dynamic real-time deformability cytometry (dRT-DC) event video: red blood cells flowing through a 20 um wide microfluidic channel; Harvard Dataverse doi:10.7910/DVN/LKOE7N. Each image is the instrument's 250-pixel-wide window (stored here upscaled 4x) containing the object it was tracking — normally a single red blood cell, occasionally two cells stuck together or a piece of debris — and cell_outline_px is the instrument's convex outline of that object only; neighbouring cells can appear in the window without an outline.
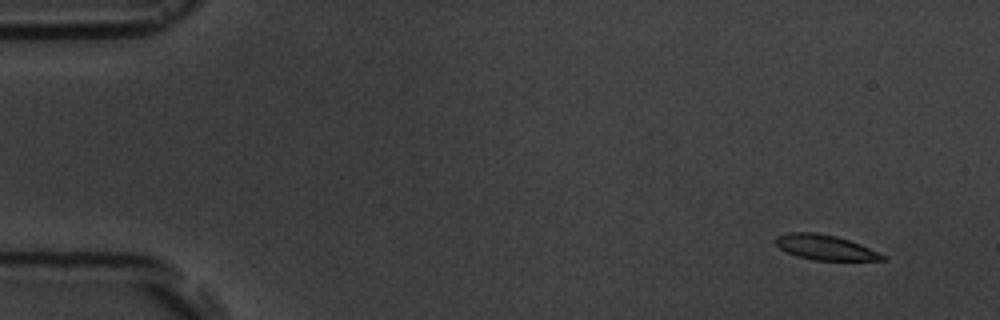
{"species": "common noctule bat (a hibernating species)", "species_latin": "Nyctalus noctula", "temperature_condition": "room temperature", "stored_images_in_passage": 17, "camera_frame_rate_fps": 3000, "um_per_image_px": 0.085, "animal": {"sex": "male", "body_mass_g": 19.5, "forearm_length_mm": 54.6}, "frame": {"image": 1, "passage_image": 2, "time_ms": 1.0, "image_size_px": [1000, 320], "cell_outline_px": [[888, 260], [812, 260], [796, 256], [780, 248], [776, 244], [776, 236], [788, 232], [816, 232], [836, 236], [860, 244], [888, 256]], "centroid_in_image_um": [70.16, 21.03], "position_along_channel_um": 14.8, "area_um2": 15.61}}
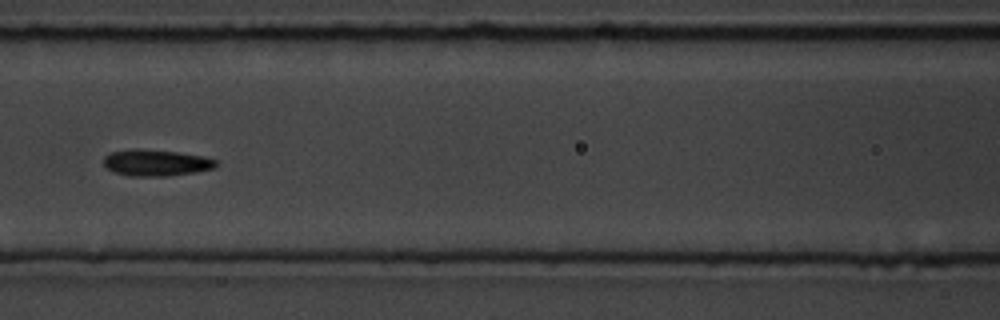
{"frame": {"image": 2, "passage_image": 8, "time_ms": 8.0, "image_size_px": [1000, 320], "cell_outline_px": [[216, 164], [212, 168], [196, 172], [168, 176], [128, 176], [104, 168], [104, 156], [112, 152], [136, 148], [176, 152], [204, 156], [216, 160]], "centroid_in_image_um": [13.23, 13.84], "position_along_channel_um": 153.4, "area_um2": 17.22}}
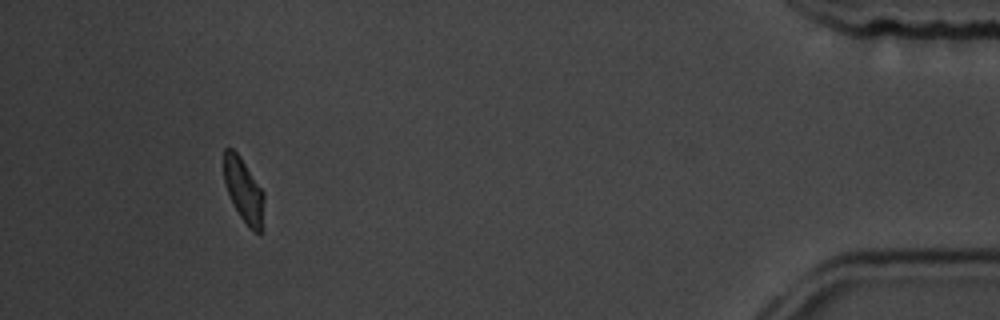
{"frame": {"image": 3, "passage_image": 16, "time_ms": 17.0, "image_size_px": [1000, 320], "cell_outline_px": [[264, 200], [260, 232], [252, 232], [248, 228], [240, 216], [228, 192], [224, 180], [224, 148], [232, 148], [236, 152], [264, 192]], "centroid_in_image_um": [20.71, 16.18], "position_along_channel_um": 414.5, "area_um2": 14.51}, "authors_computed_cell_mechanics": {"area_um2": 16.4152, "velocity_mm_per_s": 3.6318, "shape_relaxation_time_tau1_ms": 1.9374, "shape_relaxation_time_tau2_ms": 1.7113, "deformation_change_tau1": 0.0866, "deformation_change_tau2": 0.0704}}